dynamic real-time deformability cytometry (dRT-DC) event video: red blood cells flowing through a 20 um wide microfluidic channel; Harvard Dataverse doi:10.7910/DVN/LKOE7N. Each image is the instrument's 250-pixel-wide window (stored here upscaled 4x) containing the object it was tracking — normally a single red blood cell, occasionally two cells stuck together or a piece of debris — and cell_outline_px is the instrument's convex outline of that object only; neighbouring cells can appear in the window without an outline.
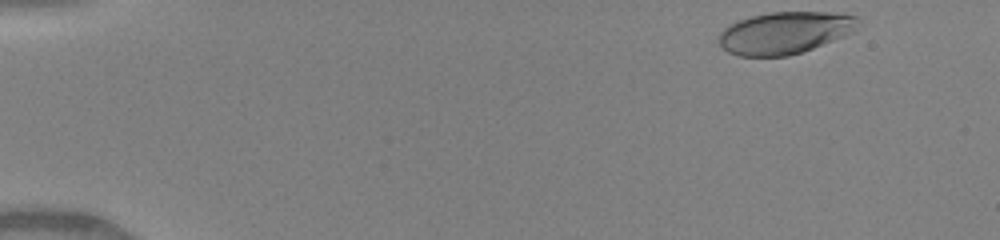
{"species": "human", "species_latin": "Homo sapiens", "temperature_condition": "warm", "stored_images_in_passage": 36, "camera_frame_rate_fps": 3000, "um_per_image_px": 0.085, "donor": {"sex": "female"}, "frame": {"image": 1, "passage_image": 1, "time_ms": 0.0, "image_size_px": [1000, 240], "cell_outline_px": [[856, 16], [852, 32], [844, 36], [812, 48], [788, 56], [740, 56], [728, 52], [720, 44], [720, 32], [724, 28], [740, 20], [752, 16], [772, 12], [828, 12]], "centroid_in_image_um": [66.66, 2.79], "position_along_channel_um": 18.3, "area_um2": 33.35}}
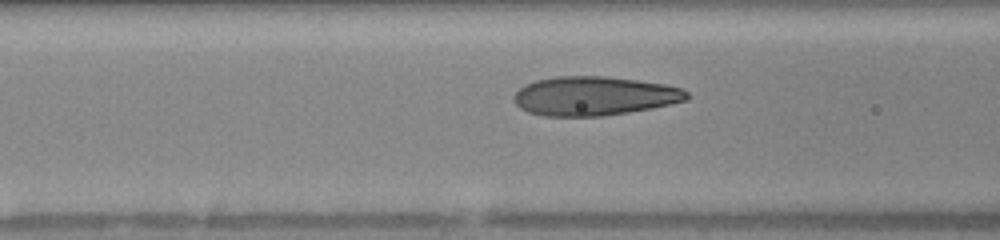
{"frame": {"image": 2, "passage_image": 14, "time_ms": 5.333, "image_size_px": [1000, 240], "cell_outline_px": [[688, 100], [672, 104], [652, 108], [604, 116], [544, 116], [528, 112], [520, 108], [512, 100], [512, 96], [524, 84], [536, 80], [556, 76], [604, 76], [636, 80], [664, 84], [684, 88], [688, 92]], "centroid_in_image_um": [50.5, 8.16], "position_along_channel_um": 116.1, "area_um2": 39.59}}
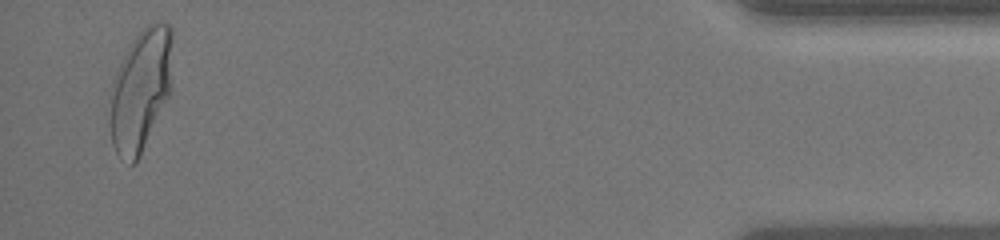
{"frame": {"image": 3, "passage_image": 35, "time_ms": 14.333, "image_size_px": [1000, 240], "cell_outline_px": [[172, 88], [140, 156], [136, 164], [132, 164], [120, 160], [112, 144], [112, 80], [132, 40], [148, 24], [156, 20], [160, 20], [168, 24], [172, 28]], "centroid_in_image_um": [12.0, 7.61], "position_along_channel_um": 423.2, "area_um2": 44.16}, "authors_computed_cell_mechanics": {"area_um2": 38.9283, "velocity_mm_per_s": 4.1539, "shape_relaxation_time_tau1_ms": 4.12, "shape_relaxation_time_tau2_ms": null, "deformation_change_tau1": 0.1821, "deformation_change_tau2": null}}